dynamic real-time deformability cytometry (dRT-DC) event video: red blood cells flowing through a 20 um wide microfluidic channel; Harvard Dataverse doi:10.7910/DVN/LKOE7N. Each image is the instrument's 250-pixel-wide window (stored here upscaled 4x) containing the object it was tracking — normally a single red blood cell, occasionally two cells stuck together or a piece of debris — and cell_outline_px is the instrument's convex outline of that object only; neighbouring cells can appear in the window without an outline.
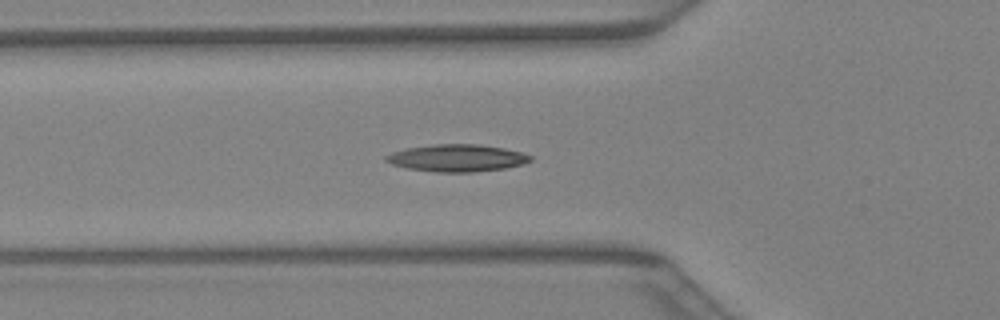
{"species": "Egyptian fruit bat (a non-hibernating species)", "species_latin": "Rousettus aegyptiacus", "temperature_condition": "warm", "stored_images_in_passage": 40, "camera_frame_rate_fps": 3000, "um_per_image_px": 0.085, "animal": {"sex": "female"}, "frame": {"image": 1, "passage_image": 14, "time_ms": 4.333, "image_size_px": [1000, 320], "cell_outline_px": [[532, 160], [524, 164], [504, 168], [472, 172], [436, 172], [408, 168], [392, 164], [384, 160], [384, 156], [392, 152], [404, 148], [432, 144], [480, 144], [504, 148], [524, 152], [532, 156]], "centroid_in_image_um": [38.85, 13.42], "position_along_channel_um": 86.9, "area_um2": 23.06}}
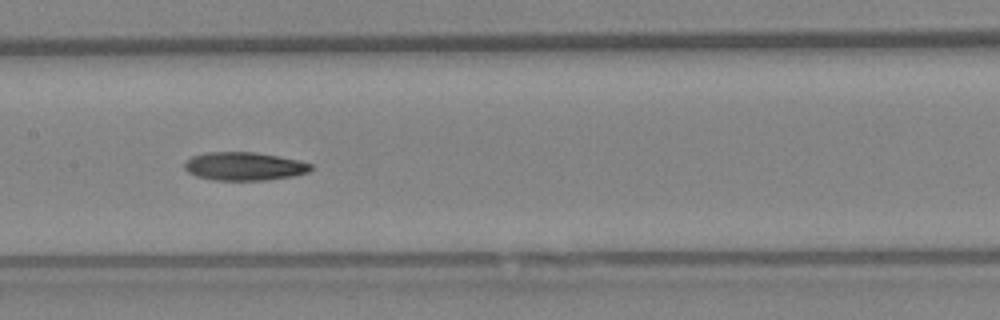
{"frame": {"image": 2, "passage_image": 20, "time_ms": 6.333, "image_size_px": [1000, 320], "cell_outline_px": [[312, 168], [308, 172], [292, 176], [264, 180], [212, 180], [196, 176], [188, 172], [184, 168], [184, 164], [192, 156], [208, 152], [256, 152], [300, 160], [312, 164]], "centroid_in_image_um": [20.76, 14.13], "position_along_channel_um": 186.6, "area_um2": 20.81}}
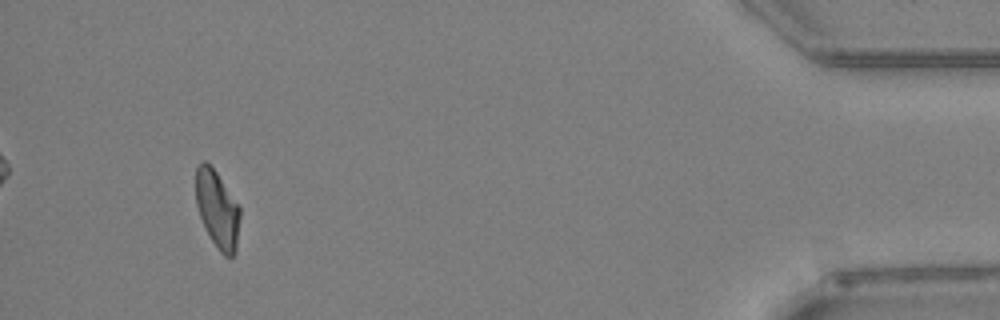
{"frame": {"image": 3, "passage_image": 38, "time_ms": 12.333, "image_size_px": [1000, 320], "cell_outline_px": [[240, 216], [236, 252], [232, 256], [224, 256], [220, 252], [204, 228], [196, 204], [196, 168], [200, 160], [204, 160], [216, 172], [240, 208]], "centroid_in_image_um": [18.46, 17.8], "position_along_channel_um": 416.7, "area_um2": 19.77}}